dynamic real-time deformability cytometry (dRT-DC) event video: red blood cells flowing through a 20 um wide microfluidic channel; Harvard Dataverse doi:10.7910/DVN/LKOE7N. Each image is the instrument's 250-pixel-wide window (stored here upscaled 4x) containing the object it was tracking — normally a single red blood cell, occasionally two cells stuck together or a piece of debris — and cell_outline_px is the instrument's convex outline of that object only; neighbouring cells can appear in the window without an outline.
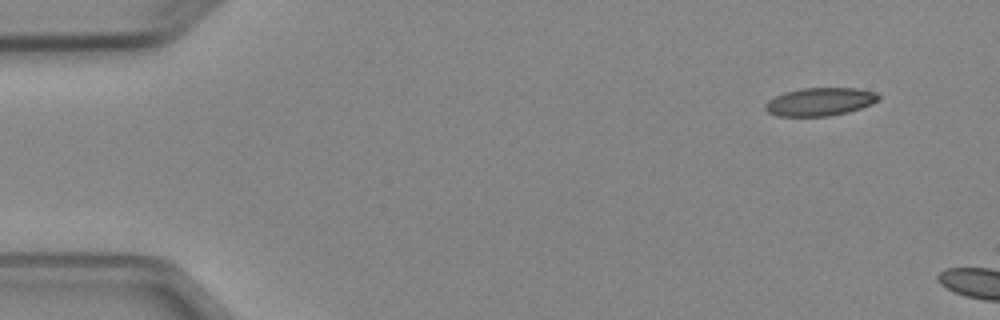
{"species": "Egyptian fruit bat (a non-hibernating species)", "species_latin": "Rousettus aegyptiacus", "temperature_condition": "cold", "stored_images_in_passage": 2, "camera_frame_rate_fps": 3000, "um_per_image_px": 0.085, "animal": {"sex": "female"}, "frame": {"image": 1, "passage_image": 1, "time_ms": 0.0, "image_size_px": [1000, 320], "cell_outline_px": [[880, 100], [872, 104], [848, 112], [832, 116], [780, 116], [768, 112], [764, 108], [764, 104], [768, 100], [784, 92], [804, 88], [856, 88], [876, 92], [880, 96]], "centroid_in_image_um": [69.72, 8.65], "position_along_channel_um": 15.3, "area_um2": 18.61}}